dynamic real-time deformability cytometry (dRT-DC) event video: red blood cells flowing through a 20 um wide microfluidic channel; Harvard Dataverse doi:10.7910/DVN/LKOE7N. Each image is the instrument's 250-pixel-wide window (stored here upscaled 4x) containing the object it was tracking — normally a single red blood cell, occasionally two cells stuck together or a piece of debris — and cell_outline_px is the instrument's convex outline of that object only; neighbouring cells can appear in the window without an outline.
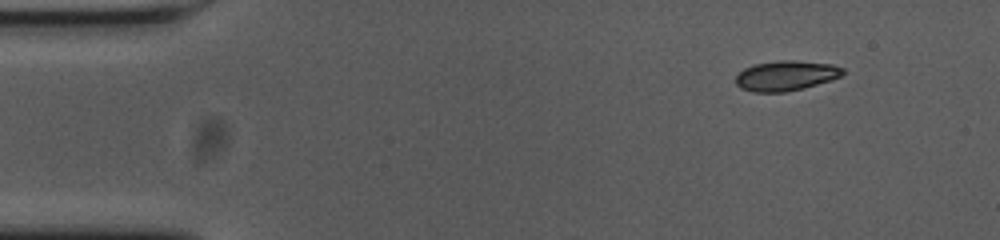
{"species": "common noctule bat (a hibernating species)", "species_latin": "Nyctalus noctula", "temperature_condition": "cold", "stored_images_in_passage": 50, "camera_frame_rate_fps": 3000, "um_per_image_px": 0.085, "animal": {"sex": "female", "body_mass_g": 23.0, "forearm_length_mm": 53.4}, "frame": {"image": 1, "passage_image": 1, "time_ms": 0.0, "image_size_px": [1000, 240], "cell_outline_px": [[844, 72], [840, 76], [832, 80], [784, 92], [752, 92], [740, 88], [736, 84], [736, 76], [744, 68], [752, 64], [780, 60], [792, 60], [832, 64], [844, 68]], "centroid_in_image_um": [66.78, 6.42], "position_along_channel_um": 18.2, "area_um2": 18.67}}
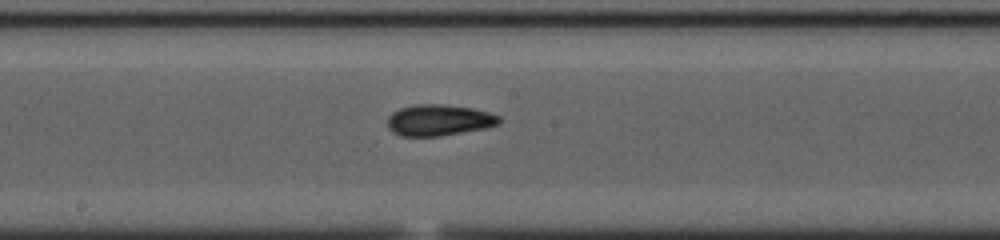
{"frame": {"image": 2, "passage_image": 24, "time_ms": 7.667, "image_size_px": [1000, 240], "cell_outline_px": [[500, 124], [488, 128], [440, 136], [400, 136], [392, 132], [388, 128], [388, 116], [392, 112], [400, 108], [416, 104], [444, 104], [472, 108], [488, 112], [500, 116]], "centroid_in_image_um": [37.31, 10.21], "position_along_channel_um": 210.9, "area_um2": 20.52}}
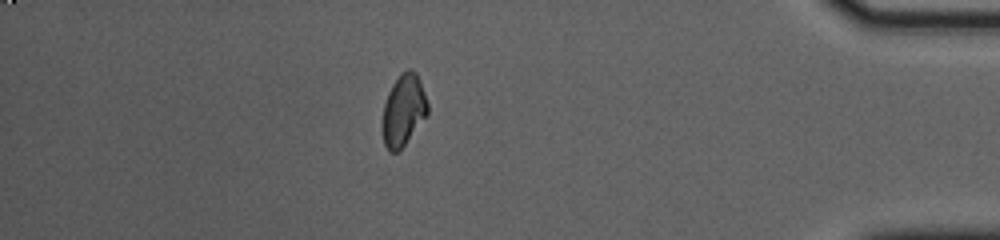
{"frame": {"image": 3, "passage_image": 43, "time_ms": 14.0, "image_size_px": [1000, 240], "cell_outline_px": [[428, 116], [404, 144], [396, 152], [388, 152], [384, 144], [384, 104], [388, 92], [392, 84], [400, 72], [408, 68], [412, 68], [416, 72], [420, 80], [428, 104]], "centroid_in_image_um": [34.33, 9.32], "position_along_channel_um": 400.9, "area_um2": 18.73}, "authors_computed_cell_mechanics": {"area_um2": 19.2763, "velocity_mm_per_s": 3.6937, "shape_relaxation_time_tau1_ms": 3.9499, "shape_relaxation_time_tau2_ms": 2.9173, "deformation_change_tau1": 0.1417, "deformation_change_tau2": 0.0701}}